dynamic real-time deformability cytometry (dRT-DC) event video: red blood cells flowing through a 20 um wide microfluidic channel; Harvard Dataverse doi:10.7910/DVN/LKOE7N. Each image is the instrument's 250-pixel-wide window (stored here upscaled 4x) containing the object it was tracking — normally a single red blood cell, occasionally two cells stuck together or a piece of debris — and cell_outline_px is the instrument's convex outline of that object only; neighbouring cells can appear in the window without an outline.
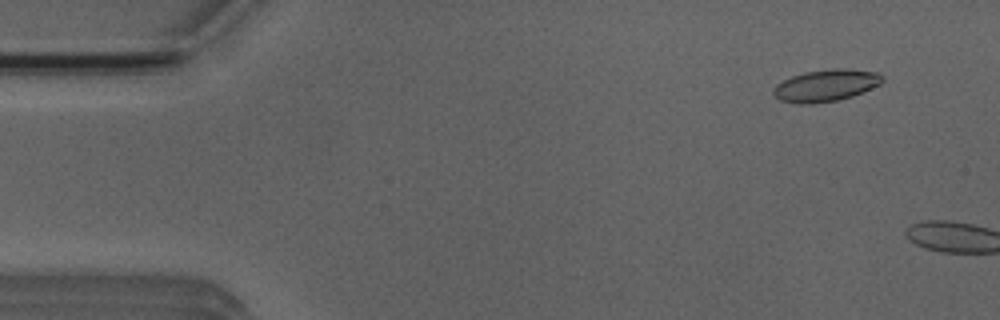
{"species": "Egyptian fruit bat (a non-hibernating species)", "species_latin": "Rousettus aegyptiacus", "temperature_condition": "room temperature", "stored_images_in_passage": 2, "camera_frame_rate_fps": 3000, "um_per_image_px": 0.085, "animal": {"sex": "male"}, "frame": {"image": 1, "passage_image": 1, "time_ms": 0.0, "image_size_px": [1000, 320], "cell_outline_px": [[884, 80], [880, 84], [852, 96], [836, 100], [808, 104], [800, 104], [780, 100], [772, 92], [772, 88], [776, 84], [792, 76], [804, 72], [836, 68], [844, 68], [880, 72], [884, 76]], "centroid_in_image_um": [70.21, 7.25], "position_along_channel_um": 14.8, "area_um2": 20.23}}